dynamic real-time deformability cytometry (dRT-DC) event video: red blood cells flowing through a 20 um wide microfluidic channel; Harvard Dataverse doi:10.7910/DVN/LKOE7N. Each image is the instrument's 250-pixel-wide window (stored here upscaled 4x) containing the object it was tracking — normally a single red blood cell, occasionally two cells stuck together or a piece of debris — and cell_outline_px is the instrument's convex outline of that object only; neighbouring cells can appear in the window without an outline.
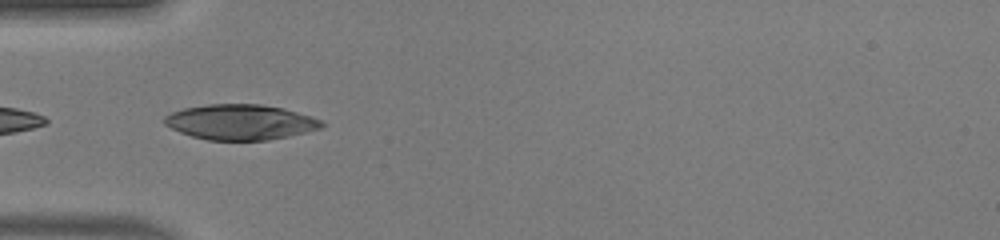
{"species": "human", "species_latin": "Homo sapiens", "temperature_condition": "warm", "stored_images_in_passage": 20, "segment_of_instrument_passage": [2, 2], "camera_frame_rate_fps": 3000, "um_per_image_px": 0.085, "donor": {"sex": "male"}, "frame": {"image": 1, "passage_image": 16, "time_ms": 5.0, "image_size_px": [1000, 240], "cell_outline_px": [[324, 124], [320, 128], [288, 136], [268, 140], [208, 140], [192, 136], [180, 132], [164, 124], [164, 116], [172, 112], [184, 108], [208, 104], [260, 104], [284, 108], [324, 120]], "centroid_in_image_um": [20.44, 10.37], "position_along_channel_um": 64.6, "area_um2": 32.25}}